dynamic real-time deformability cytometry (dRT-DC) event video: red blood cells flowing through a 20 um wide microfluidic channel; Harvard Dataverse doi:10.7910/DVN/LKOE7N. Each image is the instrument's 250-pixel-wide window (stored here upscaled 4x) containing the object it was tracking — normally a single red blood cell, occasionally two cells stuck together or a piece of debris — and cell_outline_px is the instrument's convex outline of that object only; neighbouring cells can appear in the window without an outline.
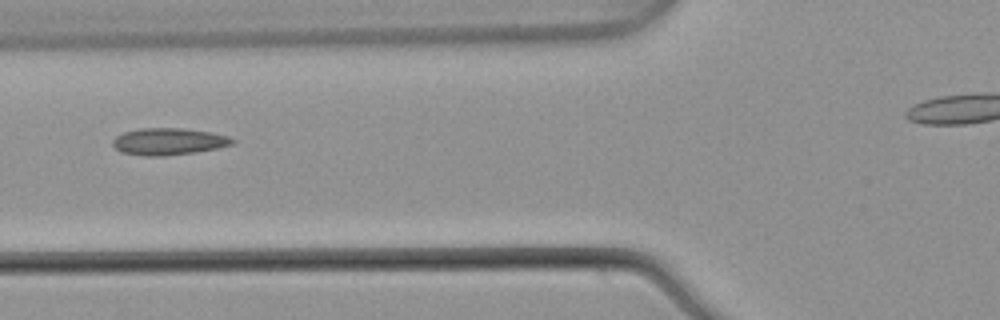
{"species": "common noctule bat (a hibernating species)", "species_latin": "Nyctalus noctula", "temperature_condition": "warm", "stored_images_in_passage": 6, "camera_frame_rate_fps": 3000, "um_per_image_px": 0.085, "animal": {"sex": "male", "body_mass_g": 21.5, "forearm_length_mm": 52.0}, "frame": {"image": 1, "passage_image": 6, "time_ms": 1.667, "image_size_px": [1000, 320], "cell_outline_px": [[236, 140], [232, 144], [216, 148], [196, 152], [164, 156], [144, 156], [120, 152], [112, 144], [112, 140], [116, 136], [124, 132], [140, 128], [184, 128], [212, 132], [228, 136]], "centroid_in_image_um": [14.32, 12.02], "position_along_channel_um": 111.5, "area_um2": 18.84}}